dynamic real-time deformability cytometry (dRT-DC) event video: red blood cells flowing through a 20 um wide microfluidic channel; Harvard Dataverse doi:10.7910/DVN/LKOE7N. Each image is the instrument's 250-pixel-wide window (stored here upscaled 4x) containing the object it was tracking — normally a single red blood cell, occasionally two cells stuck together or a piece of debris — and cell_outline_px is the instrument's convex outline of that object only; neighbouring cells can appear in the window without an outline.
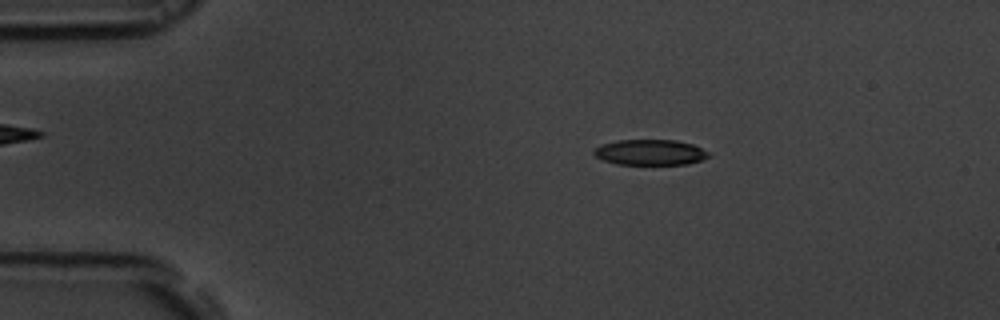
{"species": "common noctule bat (a hibernating species)", "species_latin": "Nyctalus noctula", "temperature_condition": "room temperature", "stored_images_in_passage": 53, "camera_frame_rate_fps": 3000, "um_per_image_px": 0.085, "animal": {"sex": "male", "body_mass_g": 19.5, "forearm_length_mm": 54.6}, "frame": {"image": 1, "passage_image": 8, "time_ms": 2.333, "image_size_px": [1000, 320], "cell_outline_px": [[712, 156], [688, 164], [616, 164], [604, 160], [596, 156], [592, 152], [600, 144], [616, 140], [676, 140], [692, 144], [712, 152]], "centroid_in_image_um": [55.3, 12.94], "position_along_channel_um": 29.7, "area_um2": 17.22}}
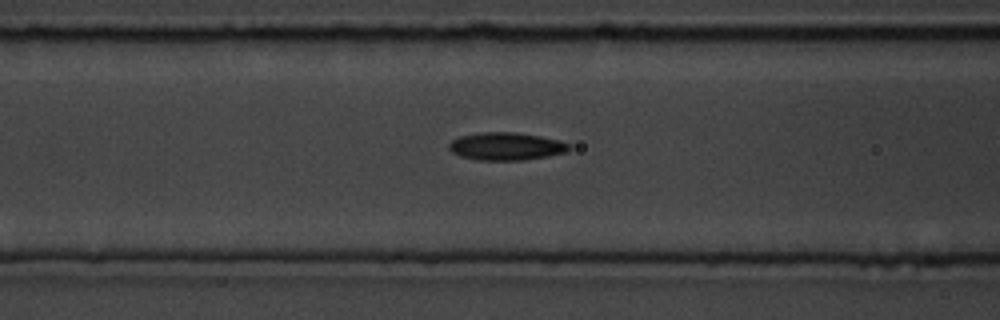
{"frame": {"image": 2, "passage_image": 20, "time_ms": 6.333, "image_size_px": [1000, 320], "cell_outline_px": [[572, 148], [564, 152], [548, 156], [524, 160], [480, 160], [460, 156], [452, 152], [448, 148], [448, 144], [452, 140], [460, 136], [480, 132], [516, 132], [540, 136], [560, 140], [568, 144]], "centroid_in_image_um": [43.01, 12.43], "position_along_channel_um": 123.6, "area_um2": 19.42}}
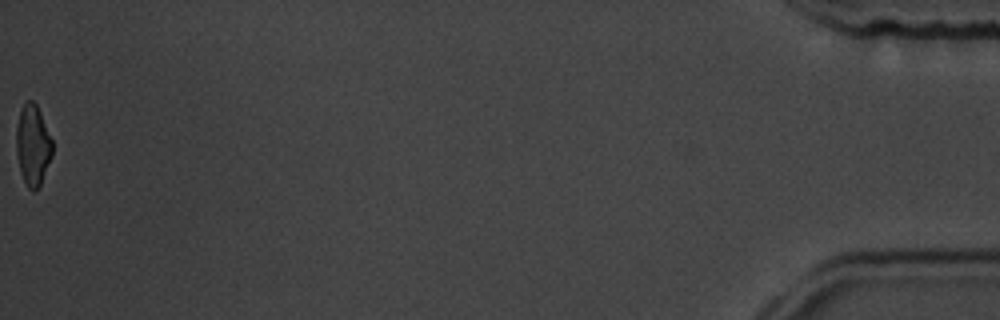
{"frame": {"image": 3, "passage_image": 53, "time_ms": 17.333, "image_size_px": [1000, 320], "cell_outline_px": [[52, 156], [40, 184], [32, 192], [28, 188], [20, 172], [16, 152], [16, 128], [20, 108], [28, 100], [32, 100], [36, 104], [40, 112], [52, 140]], "centroid_in_image_um": [2.77, 12.32], "position_along_channel_um": 432.4, "area_um2": 16.88}, "authors_computed_cell_mechanics": {"area_um2": 18.2648, "velocity_mm_per_s": 3.7387, "shape_relaxation_time_tau1_ms": 4.3118, "shape_relaxation_time_tau2_ms": 4.0378, "deformation_change_tau1": 0.1386, "deformation_change_tau2": 0.1118}}